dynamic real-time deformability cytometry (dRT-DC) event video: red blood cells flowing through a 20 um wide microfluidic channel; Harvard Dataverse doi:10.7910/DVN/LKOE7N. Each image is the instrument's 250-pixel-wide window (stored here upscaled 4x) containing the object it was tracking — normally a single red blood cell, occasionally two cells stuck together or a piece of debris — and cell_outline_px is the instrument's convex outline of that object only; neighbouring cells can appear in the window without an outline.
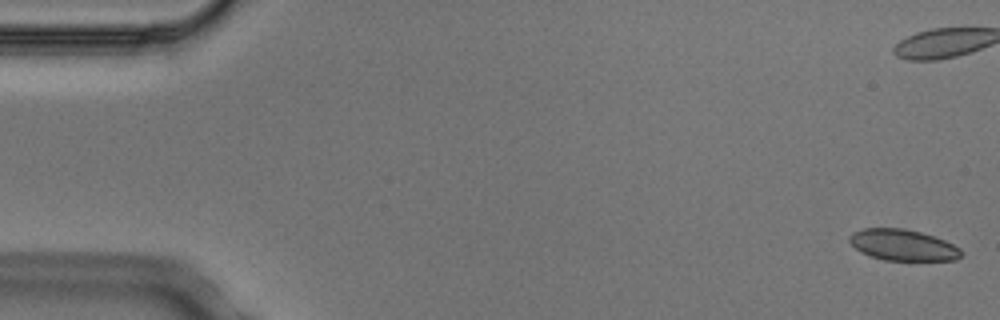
{"species": "Egyptian fruit bat (a non-hibernating species)", "species_latin": "Rousettus aegyptiacus", "temperature_condition": "cold", "stored_images_in_passage": 6, "camera_frame_rate_fps": 3000, "um_per_image_px": 0.085, "animal": {"sex": "male"}, "frame": {"image": 1, "passage_image": 1, "time_ms": 0.0, "image_size_px": [1000, 320], "cell_outline_px": [[960, 256], [956, 260], [884, 260], [860, 252], [848, 240], [848, 236], [852, 232], [864, 228], [904, 228], [920, 232], [944, 240], [960, 248]], "centroid_in_image_um": [76.7, 20.82], "position_along_channel_um": 8.3, "area_um2": 20.11}}